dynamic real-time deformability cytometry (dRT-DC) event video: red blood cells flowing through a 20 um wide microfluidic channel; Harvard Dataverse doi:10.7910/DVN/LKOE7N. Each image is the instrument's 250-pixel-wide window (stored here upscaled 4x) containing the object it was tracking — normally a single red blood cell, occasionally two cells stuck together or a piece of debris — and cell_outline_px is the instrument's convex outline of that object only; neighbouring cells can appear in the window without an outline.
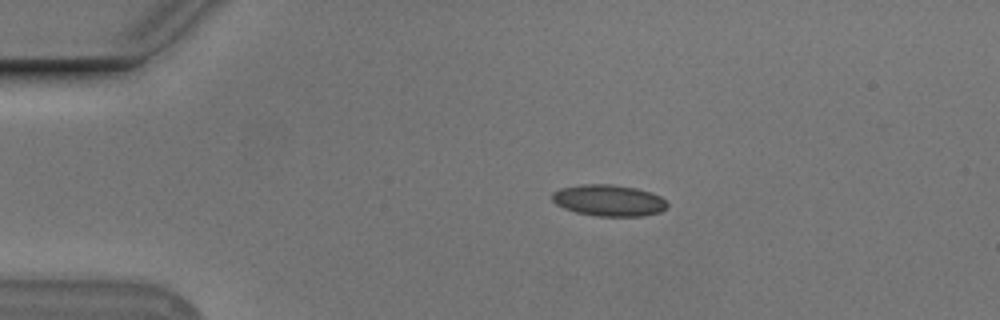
{"species": "Egyptian fruit bat (a non-hibernating species)", "species_latin": "Rousettus aegyptiacus", "temperature_condition": "cold", "stored_images_in_passage": 32, "camera_frame_rate_fps": 3000, "um_per_image_px": 0.085, "animal": {"sex": "male"}, "frame": {"image": 1, "passage_image": 1, "time_ms": 0.0, "image_size_px": [1000, 320], "cell_outline_px": [[668, 204], [660, 212], [644, 216], [596, 216], [576, 212], [564, 208], [556, 204], [552, 200], [552, 192], [560, 188], [580, 184], [612, 184], [636, 188], [652, 192], [660, 196]], "centroid_in_image_um": [51.73, 17.03], "position_along_channel_um": 33.3, "area_um2": 21.15}}
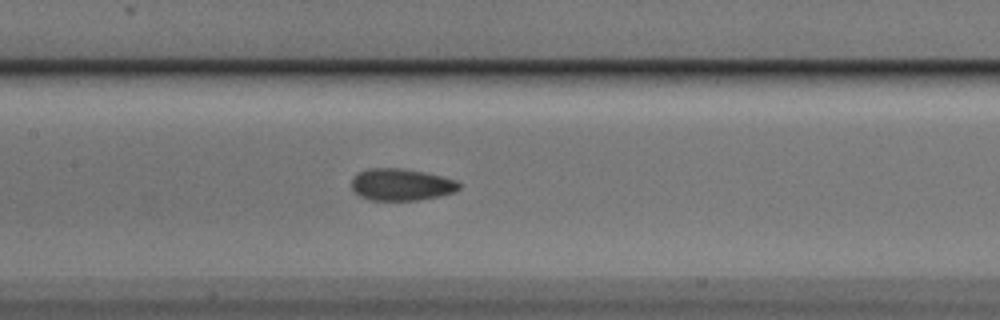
{"frame": {"image": 2, "passage_image": 16, "time_ms": 5.0, "image_size_px": [1000, 320], "cell_outline_px": [[460, 188], [456, 192], [440, 196], [420, 200], [372, 200], [360, 196], [352, 188], [352, 176], [368, 168], [404, 168], [424, 172], [456, 180], [460, 184]], "centroid_in_image_um": [34.12, 15.69], "position_along_channel_um": 173.3, "area_um2": 20.06}}
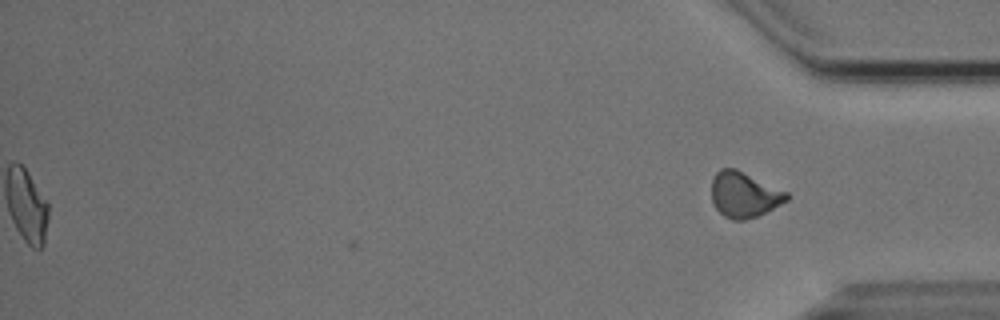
{"frame": {"image": 3, "passage_image": 32, "time_ms": 10.333, "image_size_px": [1000, 320], "cell_outline_px": [[792, 196], [788, 200], [756, 216], [744, 220], [732, 220], [724, 216], [716, 208], [712, 200], [712, 180], [716, 172], [720, 168], [736, 168], [788, 192]], "centroid_in_image_um": [63.25, 16.53], "position_along_channel_um": 371.9, "area_um2": 19.88}, "authors_computed_cell_mechanics": {"area_um2": 20.0855, "velocity_mm_per_s": 3.7556, "shape_relaxation_time_tau1_ms": 4.6513, "shape_relaxation_time_tau2_ms": 1.7237, "deformation_change_tau1": 0.1151, "deformation_change_tau2": 0.0698}}